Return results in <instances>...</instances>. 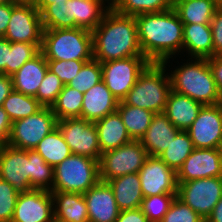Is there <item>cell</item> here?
I'll use <instances>...</instances> for the list:
<instances>
[{
	"instance_id": "6da1fadb",
	"label": "cell",
	"mask_w": 222,
	"mask_h": 222,
	"mask_svg": "<svg viewBox=\"0 0 222 222\" xmlns=\"http://www.w3.org/2000/svg\"><path fill=\"white\" fill-rule=\"evenodd\" d=\"M135 19L141 51L151 63L182 57L184 24L173 8L140 14Z\"/></svg>"
},
{
	"instance_id": "7a4b0ae2",
	"label": "cell",
	"mask_w": 222,
	"mask_h": 222,
	"mask_svg": "<svg viewBox=\"0 0 222 222\" xmlns=\"http://www.w3.org/2000/svg\"><path fill=\"white\" fill-rule=\"evenodd\" d=\"M93 59L104 63L111 60L143 56L137 23L133 16L109 9L101 23L92 31Z\"/></svg>"
},
{
	"instance_id": "3957f363",
	"label": "cell",
	"mask_w": 222,
	"mask_h": 222,
	"mask_svg": "<svg viewBox=\"0 0 222 222\" xmlns=\"http://www.w3.org/2000/svg\"><path fill=\"white\" fill-rule=\"evenodd\" d=\"M181 60L179 65L173 66V71L169 69L173 64L170 59L163 62L165 66H168L167 70L170 71L172 90L203 105L222 103V94L216 86L208 59L187 58L183 60L182 58ZM170 63L171 65H169Z\"/></svg>"
},
{
	"instance_id": "277c9868",
	"label": "cell",
	"mask_w": 222,
	"mask_h": 222,
	"mask_svg": "<svg viewBox=\"0 0 222 222\" xmlns=\"http://www.w3.org/2000/svg\"><path fill=\"white\" fill-rule=\"evenodd\" d=\"M171 90L167 66L163 63H150L122 101L126 105L152 111L155 114L163 113Z\"/></svg>"
},
{
	"instance_id": "5b68a950",
	"label": "cell",
	"mask_w": 222,
	"mask_h": 222,
	"mask_svg": "<svg viewBox=\"0 0 222 222\" xmlns=\"http://www.w3.org/2000/svg\"><path fill=\"white\" fill-rule=\"evenodd\" d=\"M40 51L46 60H92V32L77 27L44 29Z\"/></svg>"
},
{
	"instance_id": "8992f818",
	"label": "cell",
	"mask_w": 222,
	"mask_h": 222,
	"mask_svg": "<svg viewBox=\"0 0 222 222\" xmlns=\"http://www.w3.org/2000/svg\"><path fill=\"white\" fill-rule=\"evenodd\" d=\"M100 181L99 161L71 154L54 167L52 191L84 194Z\"/></svg>"
},
{
	"instance_id": "52a82bcc",
	"label": "cell",
	"mask_w": 222,
	"mask_h": 222,
	"mask_svg": "<svg viewBox=\"0 0 222 222\" xmlns=\"http://www.w3.org/2000/svg\"><path fill=\"white\" fill-rule=\"evenodd\" d=\"M148 156L139 140L103 152L99 160L100 181L108 182L122 175L138 173Z\"/></svg>"
},
{
	"instance_id": "ba28073f",
	"label": "cell",
	"mask_w": 222,
	"mask_h": 222,
	"mask_svg": "<svg viewBox=\"0 0 222 222\" xmlns=\"http://www.w3.org/2000/svg\"><path fill=\"white\" fill-rule=\"evenodd\" d=\"M57 121L52 109L43 107L34 115L12 122L7 145L22 150H34L57 127Z\"/></svg>"
},
{
	"instance_id": "9c48e42d",
	"label": "cell",
	"mask_w": 222,
	"mask_h": 222,
	"mask_svg": "<svg viewBox=\"0 0 222 222\" xmlns=\"http://www.w3.org/2000/svg\"><path fill=\"white\" fill-rule=\"evenodd\" d=\"M151 62L145 56H134L101 63L102 80L111 93L122 101Z\"/></svg>"
},
{
	"instance_id": "30bf717a",
	"label": "cell",
	"mask_w": 222,
	"mask_h": 222,
	"mask_svg": "<svg viewBox=\"0 0 222 222\" xmlns=\"http://www.w3.org/2000/svg\"><path fill=\"white\" fill-rule=\"evenodd\" d=\"M177 197L206 220L222 197V176L182 182Z\"/></svg>"
},
{
	"instance_id": "8fae6325",
	"label": "cell",
	"mask_w": 222,
	"mask_h": 222,
	"mask_svg": "<svg viewBox=\"0 0 222 222\" xmlns=\"http://www.w3.org/2000/svg\"><path fill=\"white\" fill-rule=\"evenodd\" d=\"M57 126L72 154L100 160L102 153L94 122L82 118H68L58 120Z\"/></svg>"
},
{
	"instance_id": "7c38bea8",
	"label": "cell",
	"mask_w": 222,
	"mask_h": 222,
	"mask_svg": "<svg viewBox=\"0 0 222 222\" xmlns=\"http://www.w3.org/2000/svg\"><path fill=\"white\" fill-rule=\"evenodd\" d=\"M41 14L33 3L12 2V12L4 37L10 42L42 43Z\"/></svg>"
},
{
	"instance_id": "4fadbf2b",
	"label": "cell",
	"mask_w": 222,
	"mask_h": 222,
	"mask_svg": "<svg viewBox=\"0 0 222 222\" xmlns=\"http://www.w3.org/2000/svg\"><path fill=\"white\" fill-rule=\"evenodd\" d=\"M138 174L143 197L177 194V173L158 156H148Z\"/></svg>"
},
{
	"instance_id": "5bb4252c",
	"label": "cell",
	"mask_w": 222,
	"mask_h": 222,
	"mask_svg": "<svg viewBox=\"0 0 222 222\" xmlns=\"http://www.w3.org/2000/svg\"><path fill=\"white\" fill-rule=\"evenodd\" d=\"M186 131L194 148H219L222 139V103L204 105Z\"/></svg>"
},
{
	"instance_id": "9a60e30c",
	"label": "cell",
	"mask_w": 222,
	"mask_h": 222,
	"mask_svg": "<svg viewBox=\"0 0 222 222\" xmlns=\"http://www.w3.org/2000/svg\"><path fill=\"white\" fill-rule=\"evenodd\" d=\"M0 178L12 185L19 194L33 190L31 188V161L28 160V150L4 144L0 151Z\"/></svg>"
},
{
	"instance_id": "2e32d148",
	"label": "cell",
	"mask_w": 222,
	"mask_h": 222,
	"mask_svg": "<svg viewBox=\"0 0 222 222\" xmlns=\"http://www.w3.org/2000/svg\"><path fill=\"white\" fill-rule=\"evenodd\" d=\"M220 176H222V153L219 149L194 148L177 171V184Z\"/></svg>"
},
{
	"instance_id": "e0dca14e",
	"label": "cell",
	"mask_w": 222,
	"mask_h": 222,
	"mask_svg": "<svg viewBox=\"0 0 222 222\" xmlns=\"http://www.w3.org/2000/svg\"><path fill=\"white\" fill-rule=\"evenodd\" d=\"M11 222H54L51 191L33 189L20 193Z\"/></svg>"
},
{
	"instance_id": "ac0fdd59",
	"label": "cell",
	"mask_w": 222,
	"mask_h": 222,
	"mask_svg": "<svg viewBox=\"0 0 222 222\" xmlns=\"http://www.w3.org/2000/svg\"><path fill=\"white\" fill-rule=\"evenodd\" d=\"M83 197L87 204L89 222H116L121 210L107 182L99 181Z\"/></svg>"
},
{
	"instance_id": "d6986e66",
	"label": "cell",
	"mask_w": 222,
	"mask_h": 222,
	"mask_svg": "<svg viewBox=\"0 0 222 222\" xmlns=\"http://www.w3.org/2000/svg\"><path fill=\"white\" fill-rule=\"evenodd\" d=\"M118 104L119 100L102 80L83 94L80 118L95 122L106 115L116 112Z\"/></svg>"
},
{
	"instance_id": "ffe728a7",
	"label": "cell",
	"mask_w": 222,
	"mask_h": 222,
	"mask_svg": "<svg viewBox=\"0 0 222 222\" xmlns=\"http://www.w3.org/2000/svg\"><path fill=\"white\" fill-rule=\"evenodd\" d=\"M178 131L164 113H156L139 141L149 156H159L173 141Z\"/></svg>"
},
{
	"instance_id": "44dd1931",
	"label": "cell",
	"mask_w": 222,
	"mask_h": 222,
	"mask_svg": "<svg viewBox=\"0 0 222 222\" xmlns=\"http://www.w3.org/2000/svg\"><path fill=\"white\" fill-rule=\"evenodd\" d=\"M182 54L186 58H210L216 55L210 24H184Z\"/></svg>"
},
{
	"instance_id": "7402d4cb",
	"label": "cell",
	"mask_w": 222,
	"mask_h": 222,
	"mask_svg": "<svg viewBox=\"0 0 222 222\" xmlns=\"http://www.w3.org/2000/svg\"><path fill=\"white\" fill-rule=\"evenodd\" d=\"M47 70V60L40 51L11 76L13 90L25 95L35 96Z\"/></svg>"
},
{
	"instance_id": "603a6c76",
	"label": "cell",
	"mask_w": 222,
	"mask_h": 222,
	"mask_svg": "<svg viewBox=\"0 0 222 222\" xmlns=\"http://www.w3.org/2000/svg\"><path fill=\"white\" fill-rule=\"evenodd\" d=\"M203 106L200 102L171 90L163 113L178 130L186 131Z\"/></svg>"
},
{
	"instance_id": "cb8c5ba5",
	"label": "cell",
	"mask_w": 222,
	"mask_h": 222,
	"mask_svg": "<svg viewBox=\"0 0 222 222\" xmlns=\"http://www.w3.org/2000/svg\"><path fill=\"white\" fill-rule=\"evenodd\" d=\"M54 222H88L87 204L82 193L51 191Z\"/></svg>"
},
{
	"instance_id": "d4e9b609",
	"label": "cell",
	"mask_w": 222,
	"mask_h": 222,
	"mask_svg": "<svg viewBox=\"0 0 222 222\" xmlns=\"http://www.w3.org/2000/svg\"><path fill=\"white\" fill-rule=\"evenodd\" d=\"M113 191L120 210L141 208L144 199L138 173H130L113 178L107 182Z\"/></svg>"
},
{
	"instance_id": "484cf974",
	"label": "cell",
	"mask_w": 222,
	"mask_h": 222,
	"mask_svg": "<svg viewBox=\"0 0 222 222\" xmlns=\"http://www.w3.org/2000/svg\"><path fill=\"white\" fill-rule=\"evenodd\" d=\"M94 123L96 125L101 153L117 149L132 141L117 111L106 115Z\"/></svg>"
},
{
	"instance_id": "4316f807",
	"label": "cell",
	"mask_w": 222,
	"mask_h": 222,
	"mask_svg": "<svg viewBox=\"0 0 222 222\" xmlns=\"http://www.w3.org/2000/svg\"><path fill=\"white\" fill-rule=\"evenodd\" d=\"M217 7L213 0H175L173 9L183 24H210Z\"/></svg>"
},
{
	"instance_id": "83f0119b",
	"label": "cell",
	"mask_w": 222,
	"mask_h": 222,
	"mask_svg": "<svg viewBox=\"0 0 222 222\" xmlns=\"http://www.w3.org/2000/svg\"><path fill=\"white\" fill-rule=\"evenodd\" d=\"M71 10L75 17V28L92 32L101 23L109 8L99 0H71Z\"/></svg>"
},
{
	"instance_id": "f1b7e54d",
	"label": "cell",
	"mask_w": 222,
	"mask_h": 222,
	"mask_svg": "<svg viewBox=\"0 0 222 222\" xmlns=\"http://www.w3.org/2000/svg\"><path fill=\"white\" fill-rule=\"evenodd\" d=\"M116 111L121 116L126 131L132 140L142 138L155 115L152 111L126 105L123 101H119Z\"/></svg>"
},
{
	"instance_id": "f546056e",
	"label": "cell",
	"mask_w": 222,
	"mask_h": 222,
	"mask_svg": "<svg viewBox=\"0 0 222 222\" xmlns=\"http://www.w3.org/2000/svg\"><path fill=\"white\" fill-rule=\"evenodd\" d=\"M34 150L53 168L72 154L58 126L48 133Z\"/></svg>"
},
{
	"instance_id": "4dcf8cb0",
	"label": "cell",
	"mask_w": 222,
	"mask_h": 222,
	"mask_svg": "<svg viewBox=\"0 0 222 222\" xmlns=\"http://www.w3.org/2000/svg\"><path fill=\"white\" fill-rule=\"evenodd\" d=\"M82 103L83 93L68 85H64L51 109L57 120L80 118Z\"/></svg>"
},
{
	"instance_id": "1f68e13d",
	"label": "cell",
	"mask_w": 222,
	"mask_h": 222,
	"mask_svg": "<svg viewBox=\"0 0 222 222\" xmlns=\"http://www.w3.org/2000/svg\"><path fill=\"white\" fill-rule=\"evenodd\" d=\"M193 149L187 131L179 130L173 141L158 157L177 173Z\"/></svg>"
},
{
	"instance_id": "d6a6232c",
	"label": "cell",
	"mask_w": 222,
	"mask_h": 222,
	"mask_svg": "<svg viewBox=\"0 0 222 222\" xmlns=\"http://www.w3.org/2000/svg\"><path fill=\"white\" fill-rule=\"evenodd\" d=\"M2 107L12 122L34 115L43 108L34 96L25 95L15 90H12L5 99Z\"/></svg>"
},
{
	"instance_id": "836d02e7",
	"label": "cell",
	"mask_w": 222,
	"mask_h": 222,
	"mask_svg": "<svg viewBox=\"0 0 222 222\" xmlns=\"http://www.w3.org/2000/svg\"><path fill=\"white\" fill-rule=\"evenodd\" d=\"M40 14L44 29L75 28L71 0H67L66 3L49 4Z\"/></svg>"
},
{
	"instance_id": "e575fe53",
	"label": "cell",
	"mask_w": 222,
	"mask_h": 222,
	"mask_svg": "<svg viewBox=\"0 0 222 222\" xmlns=\"http://www.w3.org/2000/svg\"><path fill=\"white\" fill-rule=\"evenodd\" d=\"M28 160L31 161V188L52 191L54 168L35 150H28Z\"/></svg>"
},
{
	"instance_id": "d590c367",
	"label": "cell",
	"mask_w": 222,
	"mask_h": 222,
	"mask_svg": "<svg viewBox=\"0 0 222 222\" xmlns=\"http://www.w3.org/2000/svg\"><path fill=\"white\" fill-rule=\"evenodd\" d=\"M175 0H119L114 10L123 15L137 16L174 8Z\"/></svg>"
},
{
	"instance_id": "8d00e7d4",
	"label": "cell",
	"mask_w": 222,
	"mask_h": 222,
	"mask_svg": "<svg viewBox=\"0 0 222 222\" xmlns=\"http://www.w3.org/2000/svg\"><path fill=\"white\" fill-rule=\"evenodd\" d=\"M41 46L42 43L9 41V64H7V75L12 76L24 63L35 57L40 52Z\"/></svg>"
},
{
	"instance_id": "74e56055",
	"label": "cell",
	"mask_w": 222,
	"mask_h": 222,
	"mask_svg": "<svg viewBox=\"0 0 222 222\" xmlns=\"http://www.w3.org/2000/svg\"><path fill=\"white\" fill-rule=\"evenodd\" d=\"M102 81L101 63L95 59L85 62L77 75L67 84L81 93Z\"/></svg>"
},
{
	"instance_id": "f35d334b",
	"label": "cell",
	"mask_w": 222,
	"mask_h": 222,
	"mask_svg": "<svg viewBox=\"0 0 222 222\" xmlns=\"http://www.w3.org/2000/svg\"><path fill=\"white\" fill-rule=\"evenodd\" d=\"M176 196L177 194H160L144 197L141 209L150 222H160Z\"/></svg>"
},
{
	"instance_id": "ab89813d",
	"label": "cell",
	"mask_w": 222,
	"mask_h": 222,
	"mask_svg": "<svg viewBox=\"0 0 222 222\" xmlns=\"http://www.w3.org/2000/svg\"><path fill=\"white\" fill-rule=\"evenodd\" d=\"M64 84L60 78L47 70L44 79L42 80L37 94L34 96L43 107H49L54 104L57 96L63 89Z\"/></svg>"
},
{
	"instance_id": "60d3db41",
	"label": "cell",
	"mask_w": 222,
	"mask_h": 222,
	"mask_svg": "<svg viewBox=\"0 0 222 222\" xmlns=\"http://www.w3.org/2000/svg\"><path fill=\"white\" fill-rule=\"evenodd\" d=\"M160 222H205V220L176 196Z\"/></svg>"
},
{
	"instance_id": "b9f144b4",
	"label": "cell",
	"mask_w": 222,
	"mask_h": 222,
	"mask_svg": "<svg viewBox=\"0 0 222 222\" xmlns=\"http://www.w3.org/2000/svg\"><path fill=\"white\" fill-rule=\"evenodd\" d=\"M88 61L90 60H47V64L48 70L56 74L64 85H67Z\"/></svg>"
},
{
	"instance_id": "7bdbcfd3",
	"label": "cell",
	"mask_w": 222,
	"mask_h": 222,
	"mask_svg": "<svg viewBox=\"0 0 222 222\" xmlns=\"http://www.w3.org/2000/svg\"><path fill=\"white\" fill-rule=\"evenodd\" d=\"M18 195L12 185L0 178V222H11Z\"/></svg>"
},
{
	"instance_id": "ee69618b",
	"label": "cell",
	"mask_w": 222,
	"mask_h": 222,
	"mask_svg": "<svg viewBox=\"0 0 222 222\" xmlns=\"http://www.w3.org/2000/svg\"><path fill=\"white\" fill-rule=\"evenodd\" d=\"M213 37V51L222 54V7H217L210 23Z\"/></svg>"
},
{
	"instance_id": "f6af8a7d",
	"label": "cell",
	"mask_w": 222,
	"mask_h": 222,
	"mask_svg": "<svg viewBox=\"0 0 222 222\" xmlns=\"http://www.w3.org/2000/svg\"><path fill=\"white\" fill-rule=\"evenodd\" d=\"M116 222H150L141 208L121 210Z\"/></svg>"
},
{
	"instance_id": "bcb514c9",
	"label": "cell",
	"mask_w": 222,
	"mask_h": 222,
	"mask_svg": "<svg viewBox=\"0 0 222 222\" xmlns=\"http://www.w3.org/2000/svg\"><path fill=\"white\" fill-rule=\"evenodd\" d=\"M218 90L222 94V54L207 58Z\"/></svg>"
},
{
	"instance_id": "7dc6e473",
	"label": "cell",
	"mask_w": 222,
	"mask_h": 222,
	"mask_svg": "<svg viewBox=\"0 0 222 222\" xmlns=\"http://www.w3.org/2000/svg\"><path fill=\"white\" fill-rule=\"evenodd\" d=\"M12 127L8 113L0 106V140L7 144Z\"/></svg>"
},
{
	"instance_id": "c3c4849f",
	"label": "cell",
	"mask_w": 222,
	"mask_h": 222,
	"mask_svg": "<svg viewBox=\"0 0 222 222\" xmlns=\"http://www.w3.org/2000/svg\"><path fill=\"white\" fill-rule=\"evenodd\" d=\"M12 12V2L0 4V37H4Z\"/></svg>"
},
{
	"instance_id": "681fc988",
	"label": "cell",
	"mask_w": 222,
	"mask_h": 222,
	"mask_svg": "<svg viewBox=\"0 0 222 222\" xmlns=\"http://www.w3.org/2000/svg\"><path fill=\"white\" fill-rule=\"evenodd\" d=\"M7 64H9V41L0 37V73L7 75Z\"/></svg>"
},
{
	"instance_id": "f907efd6",
	"label": "cell",
	"mask_w": 222,
	"mask_h": 222,
	"mask_svg": "<svg viewBox=\"0 0 222 222\" xmlns=\"http://www.w3.org/2000/svg\"><path fill=\"white\" fill-rule=\"evenodd\" d=\"M13 90L11 76L0 73V106Z\"/></svg>"
},
{
	"instance_id": "816d5d0a",
	"label": "cell",
	"mask_w": 222,
	"mask_h": 222,
	"mask_svg": "<svg viewBox=\"0 0 222 222\" xmlns=\"http://www.w3.org/2000/svg\"><path fill=\"white\" fill-rule=\"evenodd\" d=\"M205 222H222V197L219 202L214 206L211 214Z\"/></svg>"
},
{
	"instance_id": "f5cc1de1",
	"label": "cell",
	"mask_w": 222,
	"mask_h": 222,
	"mask_svg": "<svg viewBox=\"0 0 222 222\" xmlns=\"http://www.w3.org/2000/svg\"><path fill=\"white\" fill-rule=\"evenodd\" d=\"M66 2H67V0H37L34 3V6L41 13L49 4H52V3H66Z\"/></svg>"
},
{
	"instance_id": "db71d44e",
	"label": "cell",
	"mask_w": 222,
	"mask_h": 222,
	"mask_svg": "<svg viewBox=\"0 0 222 222\" xmlns=\"http://www.w3.org/2000/svg\"><path fill=\"white\" fill-rule=\"evenodd\" d=\"M99 1H101L109 9H114L119 2V0H99Z\"/></svg>"
},
{
	"instance_id": "11a10c76",
	"label": "cell",
	"mask_w": 222,
	"mask_h": 222,
	"mask_svg": "<svg viewBox=\"0 0 222 222\" xmlns=\"http://www.w3.org/2000/svg\"><path fill=\"white\" fill-rule=\"evenodd\" d=\"M16 3H35L37 0H15Z\"/></svg>"
},
{
	"instance_id": "9f6ffc18",
	"label": "cell",
	"mask_w": 222,
	"mask_h": 222,
	"mask_svg": "<svg viewBox=\"0 0 222 222\" xmlns=\"http://www.w3.org/2000/svg\"><path fill=\"white\" fill-rule=\"evenodd\" d=\"M218 7H222V0H213Z\"/></svg>"
},
{
	"instance_id": "6f0895ef",
	"label": "cell",
	"mask_w": 222,
	"mask_h": 222,
	"mask_svg": "<svg viewBox=\"0 0 222 222\" xmlns=\"http://www.w3.org/2000/svg\"><path fill=\"white\" fill-rule=\"evenodd\" d=\"M10 2H16V1L15 0H0V4L10 3Z\"/></svg>"
},
{
	"instance_id": "680465c9",
	"label": "cell",
	"mask_w": 222,
	"mask_h": 222,
	"mask_svg": "<svg viewBox=\"0 0 222 222\" xmlns=\"http://www.w3.org/2000/svg\"><path fill=\"white\" fill-rule=\"evenodd\" d=\"M219 151L222 153V139H221V142H220V145H219Z\"/></svg>"
},
{
	"instance_id": "91938a15",
	"label": "cell",
	"mask_w": 222,
	"mask_h": 222,
	"mask_svg": "<svg viewBox=\"0 0 222 222\" xmlns=\"http://www.w3.org/2000/svg\"><path fill=\"white\" fill-rule=\"evenodd\" d=\"M3 145H4V143L0 140V151H1Z\"/></svg>"
}]
</instances>
